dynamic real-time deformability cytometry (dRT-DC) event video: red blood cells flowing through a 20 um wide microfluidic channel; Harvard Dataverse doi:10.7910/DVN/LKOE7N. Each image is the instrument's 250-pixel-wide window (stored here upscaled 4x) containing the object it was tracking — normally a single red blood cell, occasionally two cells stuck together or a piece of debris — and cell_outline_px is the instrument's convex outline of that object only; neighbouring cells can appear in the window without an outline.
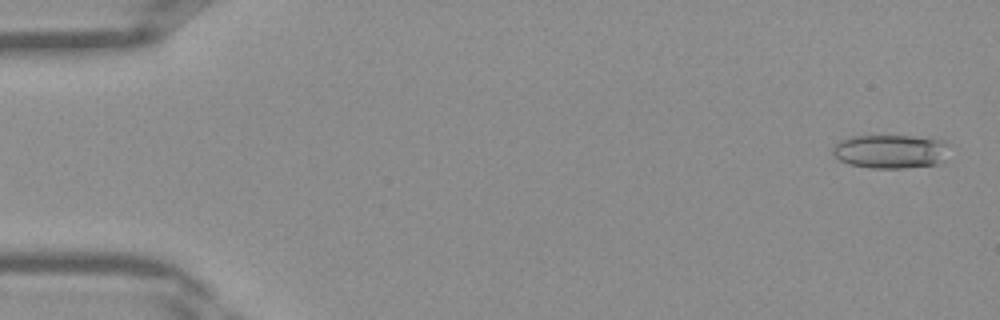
{"species": "Egyptian fruit bat (a non-hibernating species)", "species_latin": "Rousettus aegyptiacus", "temperature_condition": "warm", "stored_images_in_passage": 40, "segment_of_instrument_passage": [1, 2], "camera_frame_rate_fps": 3000, "um_per_image_px": 0.085, "frame": {"image": 1, "passage_image": 1, "time_ms": 0.0, "image_size_px": [1000, 320], "cell_outline_px": [[944, 144], [940, 160], [936, 164], [904, 168], [872, 168], [848, 164], [840, 160], [832, 152], [832, 148], [836, 144], [852, 136], [912, 136], [944, 140]], "centroid_in_image_um": [75.59, 12.87], "position_along_channel_um": 9.4, "area_um2": 22.2}}
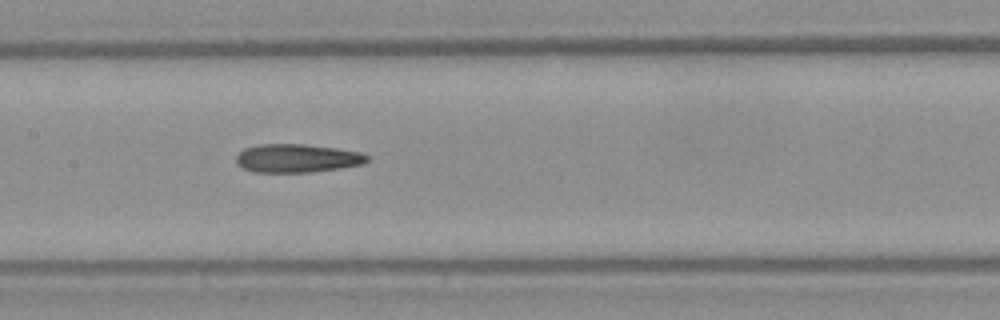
{"frame": {"image": 2, "passage_image": 19, "time_ms": 6.0, "image_size_px": [1000, 320], "cell_outline_px": [[368, 160], [364, 164], [340, 168], [312, 172], [252, 172], [236, 164], [236, 156], [244, 148], [260, 144], [304, 144], [336, 148], [360, 152], [368, 156]], "centroid_in_image_um": [25.24, 13.45], "position_along_channel_um": 182.2, "area_um2": 21.73}}
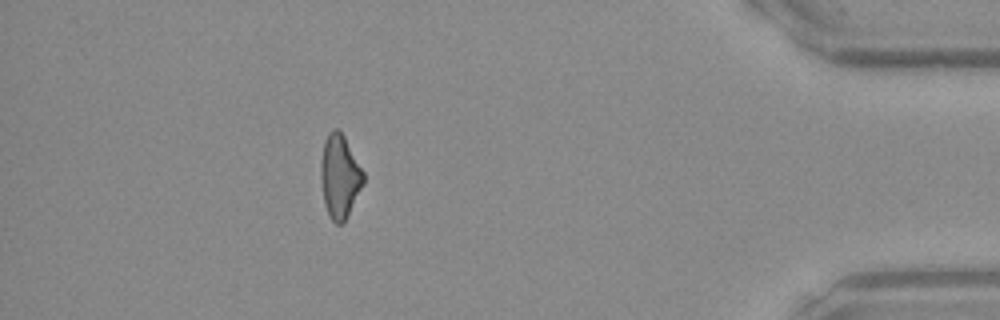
{"frame": {"image": 3, "passage_image": 35, "time_ms": 11.333, "image_size_px": [1000, 320], "cell_outline_px": [[364, 184], [348, 216], [340, 224], [336, 224], [328, 216], [324, 204], [320, 176], [320, 160], [324, 140], [328, 132], [332, 128], [336, 128], [344, 136], [364, 172]], "centroid_in_image_um": [28.86, 14.99], "position_along_channel_um": 406.3, "area_um2": 20.98}}